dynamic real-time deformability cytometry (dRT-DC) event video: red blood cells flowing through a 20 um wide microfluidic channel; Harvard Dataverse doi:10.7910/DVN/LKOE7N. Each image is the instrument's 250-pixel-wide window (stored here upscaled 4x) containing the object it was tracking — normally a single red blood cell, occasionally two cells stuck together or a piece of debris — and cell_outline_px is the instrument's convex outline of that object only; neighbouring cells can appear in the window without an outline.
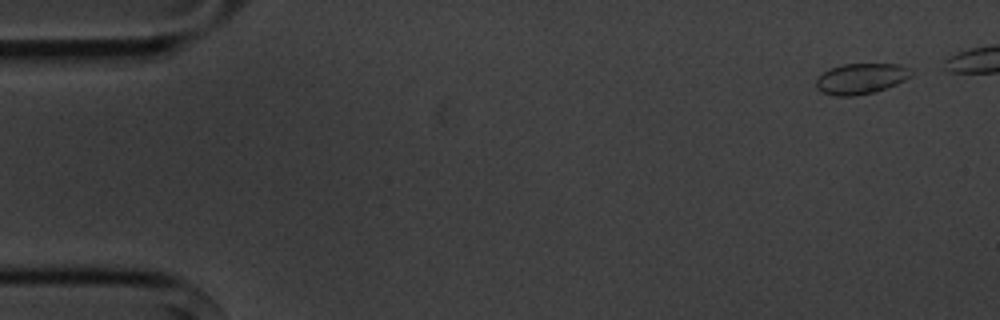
{"species": "common noctule bat (a hibernating species)", "species_latin": "Nyctalus noctula", "temperature_condition": "cold", "stored_images_in_passage": 10, "camera_frame_rate_fps": 3000, "um_per_image_px": 0.085, "animal": {"sex": "male", "body_mass_g": 20.1, "forearm_length_mm": 53.5}, "frame": {"image": 1, "passage_image": 1, "time_ms": 0.0, "image_size_px": [1000, 320], "cell_outline_px": [[912, 76], [896, 84], [876, 92], [852, 96], [836, 96], [824, 92], [816, 88], [816, 80], [828, 68], [844, 64], [900, 64], [908, 68], [912, 72]], "centroid_in_image_um": [73.19, 6.68], "position_along_channel_um": 11.8, "area_um2": 16.94}}
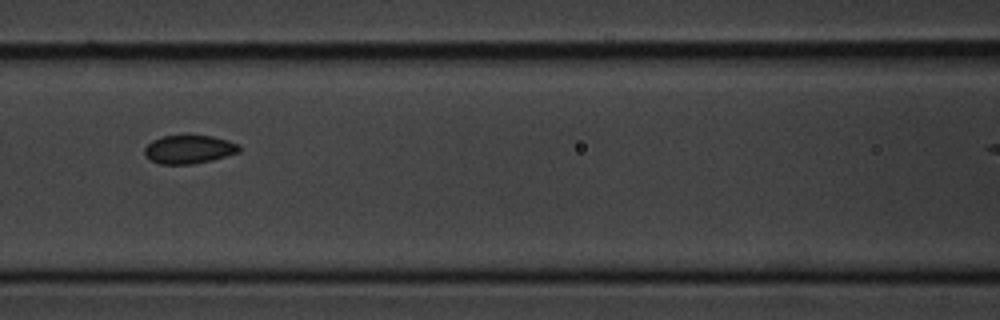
{"frame": {"image": 2, "passage_image": 7, "time_ms": 7.0, "image_size_px": [1000, 320], "cell_outline_px": [[240, 152], [212, 160], [192, 164], [160, 164], [152, 160], [144, 152], [144, 148], [152, 140], [160, 136], [212, 136], [228, 140], [240, 144]], "centroid_in_image_um": [16.09, 12.69], "position_along_channel_um": 150.5, "area_um2": 15.61}}
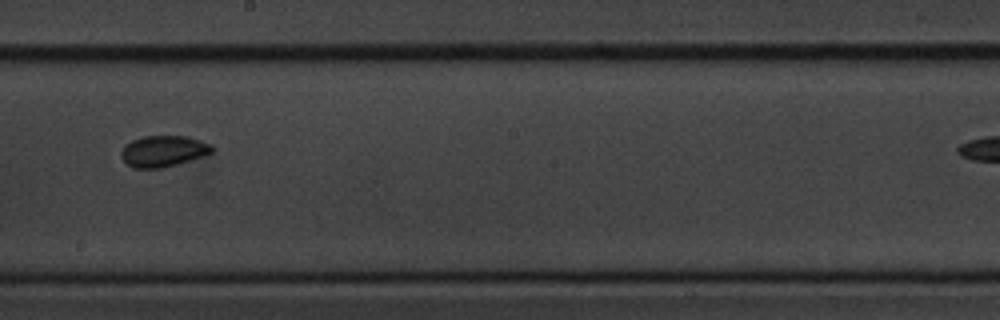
{"frame": {"image": 3, "passage_image": 9, "time_ms": 9.333, "image_size_px": [1000, 320], "cell_outline_px": [[216, 152], [204, 156], [164, 168], [132, 168], [120, 156], [120, 152], [124, 144], [132, 140], [144, 136], [188, 136], [212, 144], [216, 148]], "centroid_in_image_um": [13.93, 12.84], "position_along_channel_um": 234.3, "area_um2": 16.88}}